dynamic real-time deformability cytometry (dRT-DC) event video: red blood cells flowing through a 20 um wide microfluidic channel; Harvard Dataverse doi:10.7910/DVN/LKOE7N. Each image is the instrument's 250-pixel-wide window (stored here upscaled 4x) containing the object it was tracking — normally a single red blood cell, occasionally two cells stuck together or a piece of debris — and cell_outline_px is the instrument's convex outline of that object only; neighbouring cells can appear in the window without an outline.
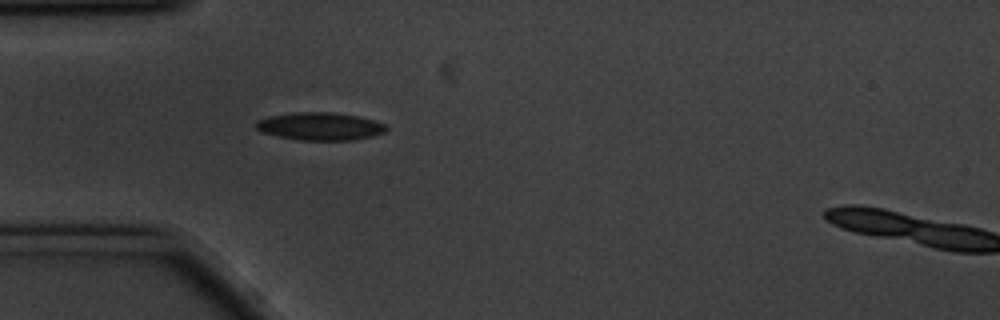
{"species": "common noctule bat (a hibernating species)", "species_latin": "Nyctalus noctula", "temperature_condition": "cold", "stored_images_in_passage": 5, "camera_frame_rate_fps": 3000, "um_per_image_px": 0.085, "animal": {"sex": "male", "body_mass_g": 20.1, "forearm_length_mm": 53.5}, "frame": {"image": 1, "passage_image": 1, "time_ms": 0.0, "image_size_px": [1000, 320], "cell_outline_px": [[388, 128], [384, 132], [372, 136], [352, 140], [300, 140], [260, 132], [252, 124], [256, 120], [268, 116], [292, 112], [332, 112], [356, 116], [388, 124]], "centroid_in_image_um": [27.16, 10.73], "position_along_channel_um": 57.8, "area_um2": 21.21}}